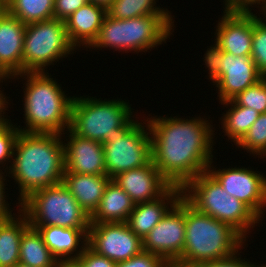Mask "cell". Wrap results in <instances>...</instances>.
I'll list each match as a JSON object with an SVG mask.
<instances>
[{
    "mask_svg": "<svg viewBox=\"0 0 266 267\" xmlns=\"http://www.w3.org/2000/svg\"><path fill=\"white\" fill-rule=\"evenodd\" d=\"M146 121L152 162L171 186L183 189L213 163L214 131L206 117L155 116Z\"/></svg>",
    "mask_w": 266,
    "mask_h": 267,
    "instance_id": "1",
    "label": "cell"
},
{
    "mask_svg": "<svg viewBox=\"0 0 266 267\" xmlns=\"http://www.w3.org/2000/svg\"><path fill=\"white\" fill-rule=\"evenodd\" d=\"M62 134L19 131L8 171L19 187L20 202L33 191L62 182L65 171ZM63 141V142H62Z\"/></svg>",
    "mask_w": 266,
    "mask_h": 267,
    "instance_id": "2",
    "label": "cell"
},
{
    "mask_svg": "<svg viewBox=\"0 0 266 267\" xmlns=\"http://www.w3.org/2000/svg\"><path fill=\"white\" fill-rule=\"evenodd\" d=\"M19 76L27 81L22 101L26 127L22 129L19 125V131L65 134L70 126L73 97H67L48 72H25L10 79H19Z\"/></svg>",
    "mask_w": 266,
    "mask_h": 267,
    "instance_id": "3",
    "label": "cell"
},
{
    "mask_svg": "<svg viewBox=\"0 0 266 267\" xmlns=\"http://www.w3.org/2000/svg\"><path fill=\"white\" fill-rule=\"evenodd\" d=\"M246 239L231 225L199 212L185 199V244L174 264L191 267L239 252Z\"/></svg>",
    "mask_w": 266,
    "mask_h": 267,
    "instance_id": "4",
    "label": "cell"
},
{
    "mask_svg": "<svg viewBox=\"0 0 266 267\" xmlns=\"http://www.w3.org/2000/svg\"><path fill=\"white\" fill-rule=\"evenodd\" d=\"M172 20L173 17L169 14H153L130 19H113L106 15L99 34L89 49L109 47L119 52H147L170 39L173 32L171 30L175 27Z\"/></svg>",
    "mask_w": 266,
    "mask_h": 267,
    "instance_id": "5",
    "label": "cell"
},
{
    "mask_svg": "<svg viewBox=\"0 0 266 267\" xmlns=\"http://www.w3.org/2000/svg\"><path fill=\"white\" fill-rule=\"evenodd\" d=\"M182 196L199 212L231 225L245 239L250 229L263 220L239 199L229 195L208 171L193 178L182 189Z\"/></svg>",
    "mask_w": 266,
    "mask_h": 267,
    "instance_id": "6",
    "label": "cell"
},
{
    "mask_svg": "<svg viewBox=\"0 0 266 267\" xmlns=\"http://www.w3.org/2000/svg\"><path fill=\"white\" fill-rule=\"evenodd\" d=\"M29 226L89 229L90 216L61 183L38 189L20 202Z\"/></svg>",
    "mask_w": 266,
    "mask_h": 267,
    "instance_id": "7",
    "label": "cell"
},
{
    "mask_svg": "<svg viewBox=\"0 0 266 267\" xmlns=\"http://www.w3.org/2000/svg\"><path fill=\"white\" fill-rule=\"evenodd\" d=\"M128 103L122 99L73 96L69 129L82 138L107 143L117 129L134 117Z\"/></svg>",
    "mask_w": 266,
    "mask_h": 267,
    "instance_id": "8",
    "label": "cell"
},
{
    "mask_svg": "<svg viewBox=\"0 0 266 267\" xmlns=\"http://www.w3.org/2000/svg\"><path fill=\"white\" fill-rule=\"evenodd\" d=\"M75 49L68 38L64 21L51 18L26 24L22 73L45 72L46 66L68 57Z\"/></svg>",
    "mask_w": 266,
    "mask_h": 267,
    "instance_id": "9",
    "label": "cell"
},
{
    "mask_svg": "<svg viewBox=\"0 0 266 267\" xmlns=\"http://www.w3.org/2000/svg\"><path fill=\"white\" fill-rule=\"evenodd\" d=\"M147 130L148 123L145 126L131 118L116 130L111 140L102 143L106 175L110 179L124 171L145 166L152 160L151 137Z\"/></svg>",
    "mask_w": 266,
    "mask_h": 267,
    "instance_id": "10",
    "label": "cell"
},
{
    "mask_svg": "<svg viewBox=\"0 0 266 267\" xmlns=\"http://www.w3.org/2000/svg\"><path fill=\"white\" fill-rule=\"evenodd\" d=\"M143 251L162 257L175 264L182 255L185 244V198H181L143 238Z\"/></svg>",
    "mask_w": 266,
    "mask_h": 267,
    "instance_id": "11",
    "label": "cell"
},
{
    "mask_svg": "<svg viewBox=\"0 0 266 267\" xmlns=\"http://www.w3.org/2000/svg\"><path fill=\"white\" fill-rule=\"evenodd\" d=\"M87 246L115 263L126 261L143 251V241L127 222L90 223Z\"/></svg>",
    "mask_w": 266,
    "mask_h": 267,
    "instance_id": "12",
    "label": "cell"
},
{
    "mask_svg": "<svg viewBox=\"0 0 266 267\" xmlns=\"http://www.w3.org/2000/svg\"><path fill=\"white\" fill-rule=\"evenodd\" d=\"M207 171L229 195L243 202L259 219L263 218L266 207L265 175L245 167L216 170L211 164Z\"/></svg>",
    "mask_w": 266,
    "mask_h": 267,
    "instance_id": "13",
    "label": "cell"
},
{
    "mask_svg": "<svg viewBox=\"0 0 266 267\" xmlns=\"http://www.w3.org/2000/svg\"><path fill=\"white\" fill-rule=\"evenodd\" d=\"M221 63L219 74L212 80L218 88L220 103L232 100L264 77L251 56H235L223 52Z\"/></svg>",
    "mask_w": 266,
    "mask_h": 267,
    "instance_id": "14",
    "label": "cell"
},
{
    "mask_svg": "<svg viewBox=\"0 0 266 267\" xmlns=\"http://www.w3.org/2000/svg\"><path fill=\"white\" fill-rule=\"evenodd\" d=\"M252 10H224L218 21L215 42L223 52L235 56H251L253 36Z\"/></svg>",
    "mask_w": 266,
    "mask_h": 267,
    "instance_id": "15",
    "label": "cell"
},
{
    "mask_svg": "<svg viewBox=\"0 0 266 267\" xmlns=\"http://www.w3.org/2000/svg\"><path fill=\"white\" fill-rule=\"evenodd\" d=\"M112 180L130 196L135 204L154 201L171 187L152 160L145 166L117 174Z\"/></svg>",
    "mask_w": 266,
    "mask_h": 267,
    "instance_id": "16",
    "label": "cell"
},
{
    "mask_svg": "<svg viewBox=\"0 0 266 267\" xmlns=\"http://www.w3.org/2000/svg\"><path fill=\"white\" fill-rule=\"evenodd\" d=\"M66 131L69 141L64 143V173L106 175L102 143L82 138L69 128Z\"/></svg>",
    "mask_w": 266,
    "mask_h": 267,
    "instance_id": "17",
    "label": "cell"
},
{
    "mask_svg": "<svg viewBox=\"0 0 266 267\" xmlns=\"http://www.w3.org/2000/svg\"><path fill=\"white\" fill-rule=\"evenodd\" d=\"M26 25L6 10L0 15V69L9 77L22 73Z\"/></svg>",
    "mask_w": 266,
    "mask_h": 267,
    "instance_id": "18",
    "label": "cell"
},
{
    "mask_svg": "<svg viewBox=\"0 0 266 267\" xmlns=\"http://www.w3.org/2000/svg\"><path fill=\"white\" fill-rule=\"evenodd\" d=\"M106 15V8L88 2L64 21L68 38L76 50L80 46L89 48L92 45Z\"/></svg>",
    "mask_w": 266,
    "mask_h": 267,
    "instance_id": "19",
    "label": "cell"
},
{
    "mask_svg": "<svg viewBox=\"0 0 266 267\" xmlns=\"http://www.w3.org/2000/svg\"><path fill=\"white\" fill-rule=\"evenodd\" d=\"M182 196V188L171 186L154 201L135 204L127 224L142 240Z\"/></svg>",
    "mask_w": 266,
    "mask_h": 267,
    "instance_id": "20",
    "label": "cell"
},
{
    "mask_svg": "<svg viewBox=\"0 0 266 267\" xmlns=\"http://www.w3.org/2000/svg\"><path fill=\"white\" fill-rule=\"evenodd\" d=\"M30 227L39 231L43 237L44 243L58 261L77 259L87 246L88 229L65 228L59 226ZM78 247L80 248L79 250H77Z\"/></svg>",
    "mask_w": 266,
    "mask_h": 267,
    "instance_id": "21",
    "label": "cell"
},
{
    "mask_svg": "<svg viewBox=\"0 0 266 267\" xmlns=\"http://www.w3.org/2000/svg\"><path fill=\"white\" fill-rule=\"evenodd\" d=\"M110 180L107 175L64 173L62 184L91 216L98 208L105 187Z\"/></svg>",
    "mask_w": 266,
    "mask_h": 267,
    "instance_id": "22",
    "label": "cell"
},
{
    "mask_svg": "<svg viewBox=\"0 0 266 267\" xmlns=\"http://www.w3.org/2000/svg\"><path fill=\"white\" fill-rule=\"evenodd\" d=\"M134 206L130 196L111 179L98 208L90 216V223L127 222Z\"/></svg>",
    "mask_w": 266,
    "mask_h": 267,
    "instance_id": "23",
    "label": "cell"
},
{
    "mask_svg": "<svg viewBox=\"0 0 266 267\" xmlns=\"http://www.w3.org/2000/svg\"><path fill=\"white\" fill-rule=\"evenodd\" d=\"M13 216L0 222V267H14L19 262V248L23 232L29 227L25 214L18 208Z\"/></svg>",
    "mask_w": 266,
    "mask_h": 267,
    "instance_id": "24",
    "label": "cell"
},
{
    "mask_svg": "<svg viewBox=\"0 0 266 267\" xmlns=\"http://www.w3.org/2000/svg\"><path fill=\"white\" fill-rule=\"evenodd\" d=\"M19 262L30 267H56L58 259L44 243L39 231L29 226L21 237Z\"/></svg>",
    "mask_w": 266,
    "mask_h": 267,
    "instance_id": "25",
    "label": "cell"
},
{
    "mask_svg": "<svg viewBox=\"0 0 266 267\" xmlns=\"http://www.w3.org/2000/svg\"><path fill=\"white\" fill-rule=\"evenodd\" d=\"M221 104L230 107L220 120L223 132L235 145L244 137L260 114L254 109L237 105L233 100Z\"/></svg>",
    "mask_w": 266,
    "mask_h": 267,
    "instance_id": "26",
    "label": "cell"
},
{
    "mask_svg": "<svg viewBox=\"0 0 266 267\" xmlns=\"http://www.w3.org/2000/svg\"><path fill=\"white\" fill-rule=\"evenodd\" d=\"M55 0H5V10L23 24L54 18Z\"/></svg>",
    "mask_w": 266,
    "mask_h": 267,
    "instance_id": "27",
    "label": "cell"
},
{
    "mask_svg": "<svg viewBox=\"0 0 266 267\" xmlns=\"http://www.w3.org/2000/svg\"><path fill=\"white\" fill-rule=\"evenodd\" d=\"M157 0H114L107 8L113 19H130L153 14H170L165 8L156 7ZM155 6V7H154Z\"/></svg>",
    "mask_w": 266,
    "mask_h": 267,
    "instance_id": "28",
    "label": "cell"
},
{
    "mask_svg": "<svg viewBox=\"0 0 266 267\" xmlns=\"http://www.w3.org/2000/svg\"><path fill=\"white\" fill-rule=\"evenodd\" d=\"M248 153L261 158L266 156V113L259 115L244 137L236 144Z\"/></svg>",
    "mask_w": 266,
    "mask_h": 267,
    "instance_id": "29",
    "label": "cell"
},
{
    "mask_svg": "<svg viewBox=\"0 0 266 267\" xmlns=\"http://www.w3.org/2000/svg\"><path fill=\"white\" fill-rule=\"evenodd\" d=\"M266 17V10L260 11ZM253 14V36L251 58L258 71L266 77V19ZM265 19V20H264Z\"/></svg>",
    "mask_w": 266,
    "mask_h": 267,
    "instance_id": "30",
    "label": "cell"
},
{
    "mask_svg": "<svg viewBox=\"0 0 266 267\" xmlns=\"http://www.w3.org/2000/svg\"><path fill=\"white\" fill-rule=\"evenodd\" d=\"M232 100L239 106L256 110L259 114L266 113V77L246 88Z\"/></svg>",
    "mask_w": 266,
    "mask_h": 267,
    "instance_id": "31",
    "label": "cell"
},
{
    "mask_svg": "<svg viewBox=\"0 0 266 267\" xmlns=\"http://www.w3.org/2000/svg\"><path fill=\"white\" fill-rule=\"evenodd\" d=\"M18 133L19 129L17 125L13 126L10 121L3 125H0V165L6 164L4 162H6L7 160L9 161L10 159L9 162L11 166L15 140L18 136ZM0 172L3 171L0 169Z\"/></svg>",
    "mask_w": 266,
    "mask_h": 267,
    "instance_id": "32",
    "label": "cell"
},
{
    "mask_svg": "<svg viewBox=\"0 0 266 267\" xmlns=\"http://www.w3.org/2000/svg\"><path fill=\"white\" fill-rule=\"evenodd\" d=\"M169 265L162 257L142 251L126 261L118 262L116 267H168Z\"/></svg>",
    "mask_w": 266,
    "mask_h": 267,
    "instance_id": "33",
    "label": "cell"
},
{
    "mask_svg": "<svg viewBox=\"0 0 266 267\" xmlns=\"http://www.w3.org/2000/svg\"><path fill=\"white\" fill-rule=\"evenodd\" d=\"M204 55V62L209 71V78L213 80L220 72L223 51L216 42L212 47L210 46V48H208Z\"/></svg>",
    "mask_w": 266,
    "mask_h": 267,
    "instance_id": "34",
    "label": "cell"
},
{
    "mask_svg": "<svg viewBox=\"0 0 266 267\" xmlns=\"http://www.w3.org/2000/svg\"><path fill=\"white\" fill-rule=\"evenodd\" d=\"M88 2V0H55L54 18L65 21L72 13Z\"/></svg>",
    "mask_w": 266,
    "mask_h": 267,
    "instance_id": "35",
    "label": "cell"
},
{
    "mask_svg": "<svg viewBox=\"0 0 266 267\" xmlns=\"http://www.w3.org/2000/svg\"><path fill=\"white\" fill-rule=\"evenodd\" d=\"M77 260L82 264V267H116L117 264L104 256L98 255L88 246Z\"/></svg>",
    "mask_w": 266,
    "mask_h": 267,
    "instance_id": "36",
    "label": "cell"
},
{
    "mask_svg": "<svg viewBox=\"0 0 266 267\" xmlns=\"http://www.w3.org/2000/svg\"><path fill=\"white\" fill-rule=\"evenodd\" d=\"M237 254L239 255L240 253L236 252L230 257L198 263L191 267H258L256 263L254 265V263L252 264V262H247L245 261V259H241V257H239Z\"/></svg>",
    "mask_w": 266,
    "mask_h": 267,
    "instance_id": "37",
    "label": "cell"
},
{
    "mask_svg": "<svg viewBox=\"0 0 266 267\" xmlns=\"http://www.w3.org/2000/svg\"><path fill=\"white\" fill-rule=\"evenodd\" d=\"M225 10H252L253 5H261V11L266 10V0H224Z\"/></svg>",
    "mask_w": 266,
    "mask_h": 267,
    "instance_id": "38",
    "label": "cell"
},
{
    "mask_svg": "<svg viewBox=\"0 0 266 267\" xmlns=\"http://www.w3.org/2000/svg\"><path fill=\"white\" fill-rule=\"evenodd\" d=\"M5 174V173H3V172H0V221H5V220H8V219H10L13 215H12V210L11 209H9L10 207H9V204L8 203H6V202H8V201H6L5 199H6V197L7 196H5V189H7L5 186V178H6V176H7V174L6 175H4L5 177H3V175Z\"/></svg>",
    "mask_w": 266,
    "mask_h": 267,
    "instance_id": "39",
    "label": "cell"
},
{
    "mask_svg": "<svg viewBox=\"0 0 266 267\" xmlns=\"http://www.w3.org/2000/svg\"><path fill=\"white\" fill-rule=\"evenodd\" d=\"M6 100V96H4L3 91L0 90V125H3L9 121V119L5 118L6 116L4 115V111L7 110L6 108H8L7 105L9 103V100Z\"/></svg>",
    "mask_w": 266,
    "mask_h": 267,
    "instance_id": "40",
    "label": "cell"
},
{
    "mask_svg": "<svg viewBox=\"0 0 266 267\" xmlns=\"http://www.w3.org/2000/svg\"><path fill=\"white\" fill-rule=\"evenodd\" d=\"M56 267H82L77 259L59 260Z\"/></svg>",
    "mask_w": 266,
    "mask_h": 267,
    "instance_id": "41",
    "label": "cell"
},
{
    "mask_svg": "<svg viewBox=\"0 0 266 267\" xmlns=\"http://www.w3.org/2000/svg\"><path fill=\"white\" fill-rule=\"evenodd\" d=\"M88 1L103 6L104 8L107 9L113 3L114 0H88Z\"/></svg>",
    "mask_w": 266,
    "mask_h": 267,
    "instance_id": "42",
    "label": "cell"
},
{
    "mask_svg": "<svg viewBox=\"0 0 266 267\" xmlns=\"http://www.w3.org/2000/svg\"><path fill=\"white\" fill-rule=\"evenodd\" d=\"M7 79H9V77L0 69V82H3V80L6 81Z\"/></svg>",
    "mask_w": 266,
    "mask_h": 267,
    "instance_id": "43",
    "label": "cell"
},
{
    "mask_svg": "<svg viewBox=\"0 0 266 267\" xmlns=\"http://www.w3.org/2000/svg\"><path fill=\"white\" fill-rule=\"evenodd\" d=\"M5 10V0H0V15Z\"/></svg>",
    "mask_w": 266,
    "mask_h": 267,
    "instance_id": "44",
    "label": "cell"
},
{
    "mask_svg": "<svg viewBox=\"0 0 266 267\" xmlns=\"http://www.w3.org/2000/svg\"><path fill=\"white\" fill-rule=\"evenodd\" d=\"M14 267H30L29 265L18 262Z\"/></svg>",
    "mask_w": 266,
    "mask_h": 267,
    "instance_id": "45",
    "label": "cell"
},
{
    "mask_svg": "<svg viewBox=\"0 0 266 267\" xmlns=\"http://www.w3.org/2000/svg\"><path fill=\"white\" fill-rule=\"evenodd\" d=\"M168 267H179V266H176V265H174V264H171V265H169Z\"/></svg>",
    "mask_w": 266,
    "mask_h": 267,
    "instance_id": "46",
    "label": "cell"
},
{
    "mask_svg": "<svg viewBox=\"0 0 266 267\" xmlns=\"http://www.w3.org/2000/svg\"><path fill=\"white\" fill-rule=\"evenodd\" d=\"M258 267H266V264H265V265L263 264V265H261V266L258 265Z\"/></svg>",
    "mask_w": 266,
    "mask_h": 267,
    "instance_id": "47",
    "label": "cell"
}]
</instances>
